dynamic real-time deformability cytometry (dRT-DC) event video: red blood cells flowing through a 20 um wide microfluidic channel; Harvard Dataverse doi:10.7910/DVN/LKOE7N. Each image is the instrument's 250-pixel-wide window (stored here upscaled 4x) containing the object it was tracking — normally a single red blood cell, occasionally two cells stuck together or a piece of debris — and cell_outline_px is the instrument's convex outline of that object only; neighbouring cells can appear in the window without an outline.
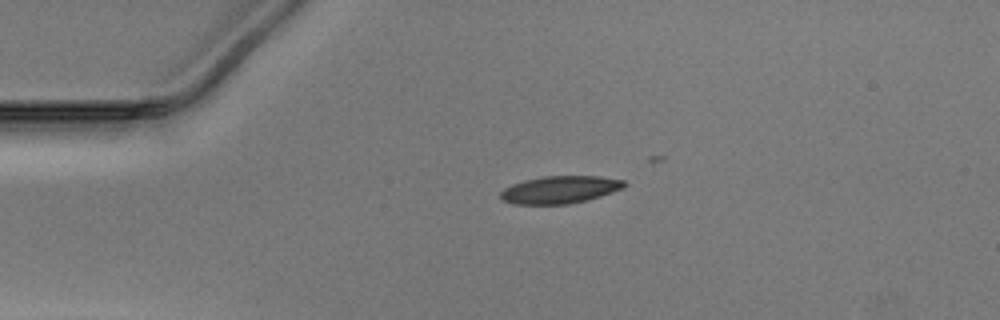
{"species": "Egyptian fruit bat (a non-hibernating species)", "species_latin": "Rousettus aegyptiacus", "temperature_condition": "warm", "stored_images_in_passage": 8, "camera_frame_rate_fps": 3000, "um_per_image_px": 0.085, "animal": {"sex": "male"}, "frame": {"image": 1, "passage_image": 1, "time_ms": 0.0, "image_size_px": [1000, 320], "cell_outline_px": [[628, 184], [624, 188], [600, 196], [568, 204], [512, 204], [500, 200], [500, 192], [504, 188], [512, 184], [524, 180], [544, 176], [600, 176], [624, 180]], "centroid_in_image_um": [47.58, 16.12], "position_along_channel_um": 37.4, "area_um2": 19.88}}
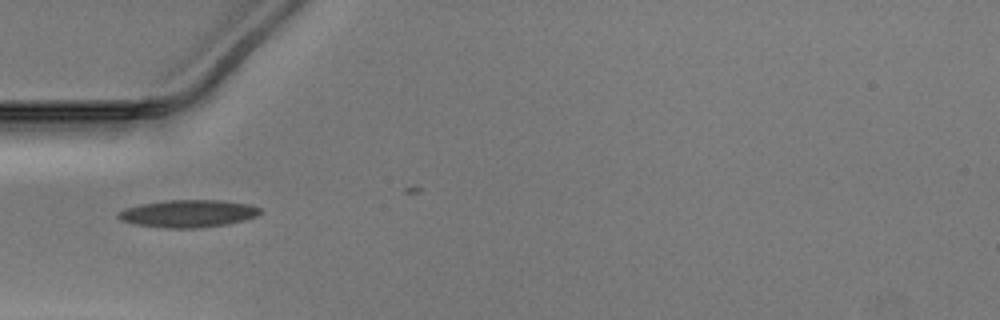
{"frame": {"image": 2, "passage_image": 6, "time_ms": 1.667, "image_size_px": [1000, 320], "cell_outline_px": [[260, 212], [256, 216], [244, 220], [224, 224], [200, 228], [164, 228], [136, 224], [120, 220], [116, 216], [116, 212], [124, 208], [140, 204], [164, 200], [220, 200], [248, 204], [260, 208]], "centroid_in_image_um": [15.92, 18.15], "position_along_channel_um": 69.1, "area_um2": 22.72}}